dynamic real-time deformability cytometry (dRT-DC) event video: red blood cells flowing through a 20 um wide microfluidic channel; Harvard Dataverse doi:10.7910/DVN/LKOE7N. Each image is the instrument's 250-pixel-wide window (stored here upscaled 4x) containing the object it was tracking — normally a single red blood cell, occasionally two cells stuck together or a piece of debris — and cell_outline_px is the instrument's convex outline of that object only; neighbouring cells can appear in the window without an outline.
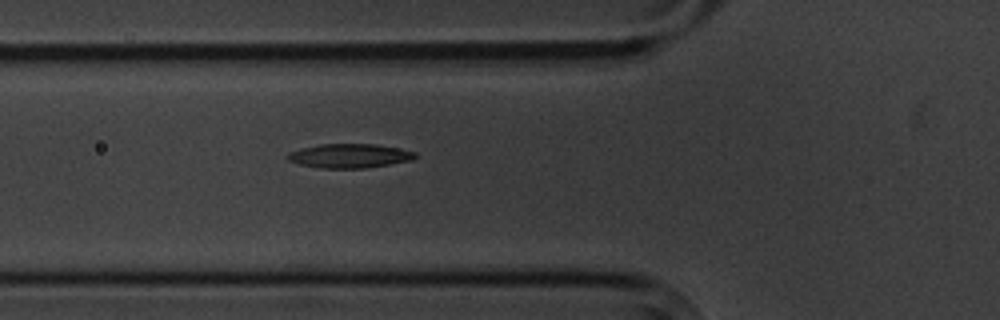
{"species": "common noctule bat (a hibernating species)", "species_latin": "Nyctalus noctula", "temperature_condition": "cold", "stored_images_in_passage": 6, "camera_frame_rate_fps": 3000, "um_per_image_px": 0.085, "animal": {"sex": "male", "body_mass_g": 20.1, "forearm_length_mm": 53.5}, "frame": {"image": 1, "passage_image": 6, "time_ms": 5.667, "image_size_px": [1000, 320], "cell_outline_px": [[416, 156], [412, 160], [368, 168], [320, 168], [300, 164], [288, 160], [284, 156], [288, 152], [300, 148], [320, 144], [376, 144], [416, 152]], "centroid_in_image_um": [29.66, 13.25], "position_along_channel_um": 96.1, "area_um2": 17.98}}